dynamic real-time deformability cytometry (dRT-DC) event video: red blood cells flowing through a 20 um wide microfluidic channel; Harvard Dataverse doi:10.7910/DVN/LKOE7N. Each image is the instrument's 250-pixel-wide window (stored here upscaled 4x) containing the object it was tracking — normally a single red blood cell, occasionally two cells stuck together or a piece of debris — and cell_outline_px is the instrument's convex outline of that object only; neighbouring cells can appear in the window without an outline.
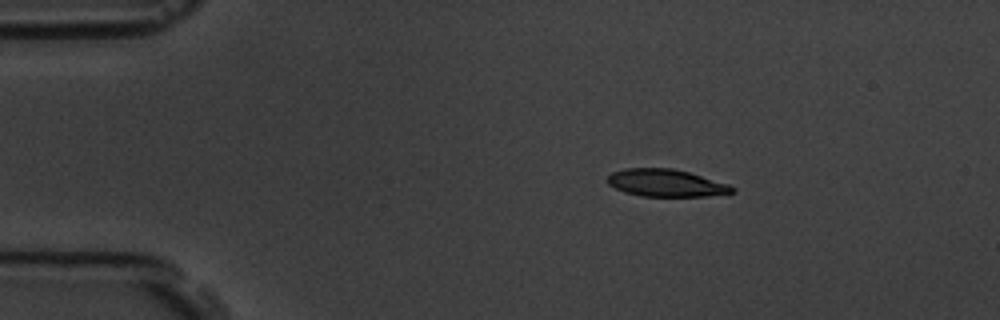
{"species": "common noctule bat (a hibernating species)", "species_latin": "Nyctalus noctula", "temperature_condition": "room temperature", "stored_images_in_passage": 3, "camera_frame_rate_fps": 3000, "um_per_image_px": 0.085, "animal": {"sex": "male", "body_mass_g": 19.5, "forearm_length_mm": 54.6}, "frame": {"image": 1, "passage_image": 1, "time_ms": 0.0, "image_size_px": [1000, 320], "cell_outline_px": [[736, 192], [704, 196], [640, 196], [624, 192], [608, 184], [604, 180], [612, 172], [624, 168], [672, 168], [688, 172], [728, 184], [736, 188]], "centroid_in_image_um": [56.57, 15.55], "position_along_channel_um": 28.4, "area_um2": 19.88}}